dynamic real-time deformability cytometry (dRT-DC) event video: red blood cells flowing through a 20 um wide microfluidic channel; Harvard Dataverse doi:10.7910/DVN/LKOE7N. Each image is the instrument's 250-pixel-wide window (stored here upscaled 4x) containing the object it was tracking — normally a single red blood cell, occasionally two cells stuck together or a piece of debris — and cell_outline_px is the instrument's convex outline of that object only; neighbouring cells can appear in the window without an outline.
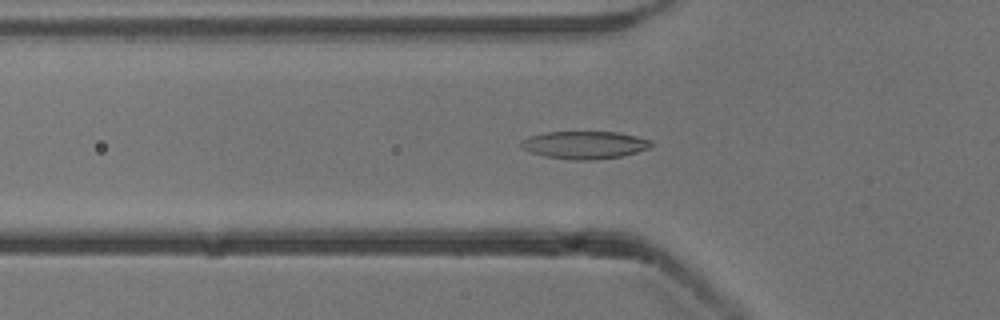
{"species": "common noctule bat (a hibernating species)", "species_latin": "Nyctalus noctula", "temperature_condition": "cold", "stored_images_in_passage": 54, "camera_frame_rate_fps": 3000, "um_per_image_px": 0.085, "animal": {"sex": "male", "body_mass_g": 13.3}, "frame": {"image": 1, "passage_image": 18, "time_ms": 5.667, "image_size_px": [1000, 320], "cell_outline_px": [[652, 144], [648, 148], [636, 152], [620, 156], [592, 160], [572, 160], [544, 156], [532, 152], [524, 148], [520, 144], [520, 140], [528, 136], [548, 132], [616, 132], [636, 136], [652, 140]], "centroid_in_image_um": [49.67, 12.31], "position_along_channel_um": 76.1, "area_um2": 20.81}}
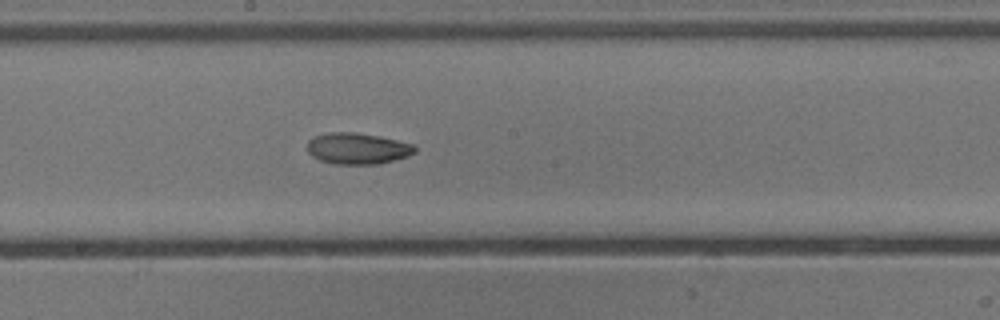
{"frame": {"image": 2, "passage_image": 29, "time_ms": 9.333, "image_size_px": [1000, 320], "cell_outline_px": [[416, 152], [408, 156], [380, 164], [336, 164], [320, 160], [312, 156], [308, 152], [308, 140], [316, 136], [328, 132], [356, 132], [380, 136], [416, 144]], "centroid_in_image_um": [30.43, 12.62], "position_along_channel_um": 217.8, "area_um2": 19.77}}
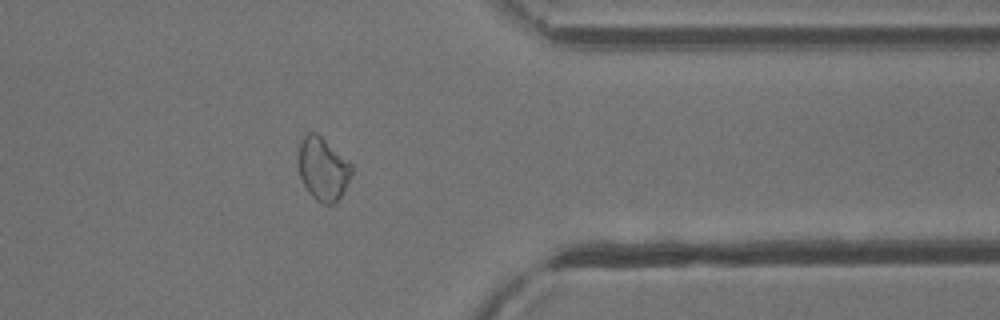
{"frame": {"image": 3, "passage_image": 43, "time_ms": 14.0, "image_size_px": [1000, 320], "cell_outline_px": [[352, 176], [336, 204], [324, 204], [316, 200], [308, 192], [300, 176], [300, 144], [304, 136], [308, 132], [316, 132], [352, 164]], "centroid_in_image_um": [27.48, 14.38], "position_along_channel_um": 383.9, "area_um2": 19.25}, "authors_computed_cell_mechanics": {"area_um2": 20.1433, "velocity_mm_per_s": 3.8257, "shape_relaxation_time_tau1_ms": 8.8932, "shape_relaxation_time_tau2_ms": null, "deformation_change_tau1": 0.1871, "deformation_change_tau2": null}}